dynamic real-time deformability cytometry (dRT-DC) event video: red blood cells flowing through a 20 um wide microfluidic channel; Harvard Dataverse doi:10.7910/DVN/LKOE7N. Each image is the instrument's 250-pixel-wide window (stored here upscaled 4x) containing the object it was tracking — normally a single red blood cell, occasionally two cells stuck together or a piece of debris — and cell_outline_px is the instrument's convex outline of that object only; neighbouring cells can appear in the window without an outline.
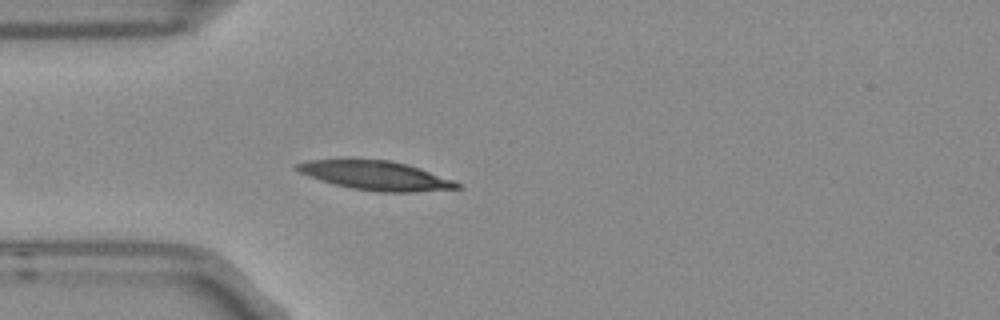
{"species": "Egyptian fruit bat (a non-hibernating species)", "species_latin": "Rousettus aegyptiacus", "temperature_condition": "room temperature", "stored_images_in_passage": 4, "camera_frame_rate_fps": 3000, "um_per_image_px": 0.085, "frame": {"image": 1, "passage_image": 4, "time_ms": 1.0, "image_size_px": [1000, 320], "cell_outline_px": [[464, 188], [416, 192], [376, 192], [352, 188], [320, 180], [300, 172], [292, 168], [296, 164], [308, 160], [388, 160], [408, 164], [456, 180]], "centroid_in_image_um": [32.02, 14.93], "position_along_channel_um": 53.0, "area_um2": 27.11}}